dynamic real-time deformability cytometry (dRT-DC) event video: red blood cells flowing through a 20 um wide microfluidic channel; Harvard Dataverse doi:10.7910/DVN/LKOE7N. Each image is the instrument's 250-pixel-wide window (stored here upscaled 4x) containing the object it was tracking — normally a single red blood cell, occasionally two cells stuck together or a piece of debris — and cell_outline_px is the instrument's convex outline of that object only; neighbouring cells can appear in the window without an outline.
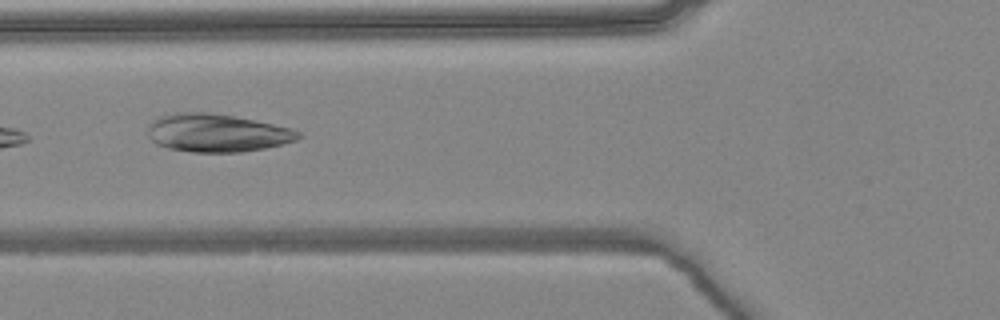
{"species": "common noctule bat (a hibernating species)", "species_latin": "Nyctalus noctula", "temperature_condition": "warm", "stored_images_in_passage": 4, "camera_frame_rate_fps": 3000, "um_per_image_px": 0.085, "animal": {"sex": "female", "body_mass_g": 24.6, "forearm_length_mm": 56.2}, "frame": {"image": 1, "passage_image": 4, "time_ms": 1.0, "image_size_px": [1000, 320], "cell_outline_px": [[304, 136], [296, 140], [264, 148], [240, 152], [192, 152], [168, 148], [156, 144], [148, 136], [148, 124], [152, 120], [160, 116], [172, 112], [212, 112], [292, 128], [300, 132]], "centroid_in_image_um": [18.4, 11.29], "position_along_channel_um": 107.4, "area_um2": 33.41}}